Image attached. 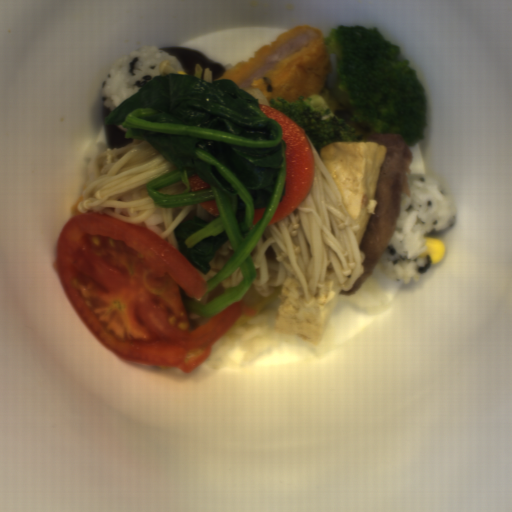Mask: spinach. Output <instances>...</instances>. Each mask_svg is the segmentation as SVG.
Wrapping results in <instances>:
<instances>
[{
	"instance_id": "obj_1",
	"label": "spinach",
	"mask_w": 512,
	"mask_h": 512,
	"mask_svg": "<svg viewBox=\"0 0 512 512\" xmlns=\"http://www.w3.org/2000/svg\"><path fill=\"white\" fill-rule=\"evenodd\" d=\"M259 104L230 79L155 74L103 118L104 126L121 125L124 139L146 140L177 167L144 185L161 209L193 206L173 229L181 254L207 275L225 243L234 251L206 280L201 298L187 297L179 285L190 331L254 287L259 272L251 256L286 192L283 130ZM196 175L210 187L191 192L188 178ZM214 200L217 218L200 206ZM265 207L253 225L254 209ZM239 267L243 281L224 290L220 281Z\"/></svg>"
}]
</instances>
